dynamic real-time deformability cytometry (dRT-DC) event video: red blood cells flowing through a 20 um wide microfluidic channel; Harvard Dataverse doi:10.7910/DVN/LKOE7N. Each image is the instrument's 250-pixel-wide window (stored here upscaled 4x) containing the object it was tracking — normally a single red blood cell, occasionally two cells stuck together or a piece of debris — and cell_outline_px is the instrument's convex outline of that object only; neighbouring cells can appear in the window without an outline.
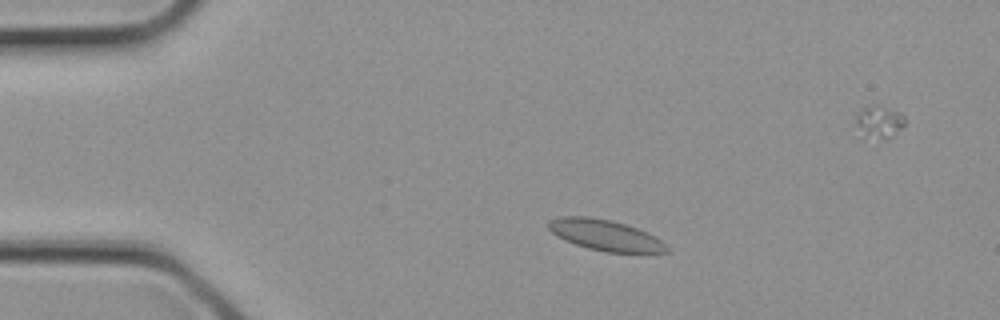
{"species": "common noctule bat (a hibernating species)", "species_latin": "Nyctalus noctula", "temperature_condition": "cold", "stored_images_in_passage": 3, "camera_frame_rate_fps": 3000, "um_per_image_px": 0.085, "animal": {"sex": "female", "body_mass_g": 21.9}, "frame": {"image": 1, "passage_image": 1, "time_ms": 0.0, "image_size_px": [1000, 320], "cell_outline_px": [[668, 252], [604, 252], [588, 248], [564, 240], [556, 236], [548, 228], [548, 220], [560, 216], [588, 216], [612, 220], [648, 232], [660, 240], [668, 248]], "centroid_in_image_um": [51.39, 19.97], "position_along_channel_um": 33.6, "area_um2": 21.15}}
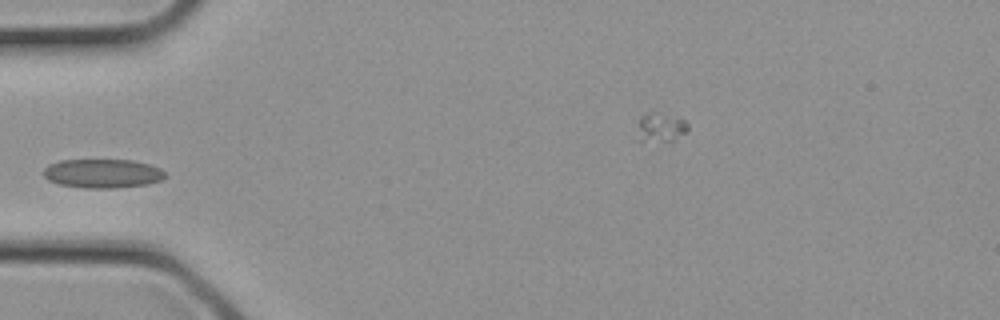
{"frame": {"image": 2, "passage_image": 2, "time_ms": 0.333, "image_size_px": [1000, 320], "cell_outline_px": [[164, 176], [160, 180], [148, 184], [112, 188], [84, 188], [60, 184], [48, 180], [44, 176], [44, 168], [48, 164], [60, 160], [132, 160], [148, 164], [160, 168], [164, 172]], "centroid_in_image_um": [8.69, 14.74], "position_along_channel_um": 76.3, "area_um2": 20.4}}